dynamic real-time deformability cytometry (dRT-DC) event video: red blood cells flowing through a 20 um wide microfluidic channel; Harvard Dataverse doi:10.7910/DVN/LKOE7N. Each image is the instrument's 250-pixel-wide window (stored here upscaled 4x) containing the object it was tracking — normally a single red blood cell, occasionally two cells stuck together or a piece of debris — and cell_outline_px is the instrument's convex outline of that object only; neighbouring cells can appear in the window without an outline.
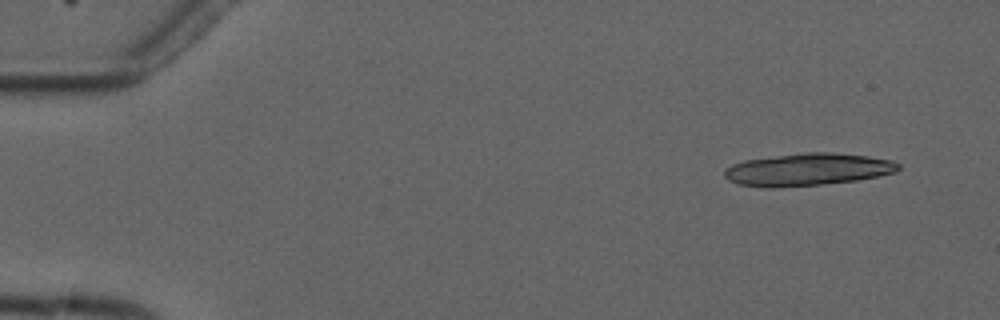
{"species": "common noctule bat (a hibernating species)", "species_latin": "Nyctalus noctula", "temperature_condition": "cold", "stored_images_in_passage": 7, "camera_frame_rate_fps": 3000, "um_per_image_px": 0.085, "animal": {"sex": "male", "forearm_length_mm": 52.5}, "frame": {"image": 1, "passage_image": 2, "time_ms": 1.0, "image_size_px": [1000, 320], "cell_outline_px": [[900, 168], [896, 172], [856, 180], [820, 184], [776, 188], [768, 188], [740, 184], [728, 180], [724, 176], [724, 172], [732, 164], [744, 160], [804, 152], [832, 152], [868, 156], [892, 160], [900, 164]], "centroid_in_image_um": [68.65, 14.4], "position_along_channel_um": 16.3, "area_um2": 32.71}}